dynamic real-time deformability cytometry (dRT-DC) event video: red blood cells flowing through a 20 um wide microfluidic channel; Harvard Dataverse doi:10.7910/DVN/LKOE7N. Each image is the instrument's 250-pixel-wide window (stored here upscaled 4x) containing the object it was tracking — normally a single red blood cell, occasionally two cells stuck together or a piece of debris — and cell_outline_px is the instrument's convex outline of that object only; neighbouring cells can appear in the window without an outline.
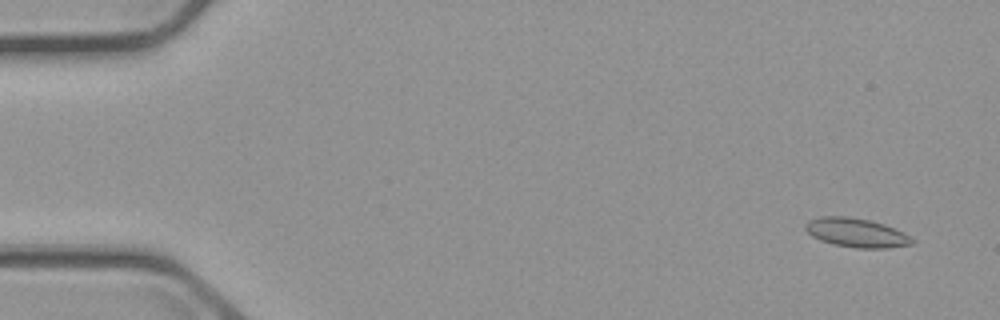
{"species": "common noctule bat (a hibernating species)", "species_latin": "Nyctalus noctula", "temperature_condition": "cold", "stored_images_in_passage": 5, "camera_frame_rate_fps": 3000, "um_per_image_px": 0.085, "animal": {"sex": "male", "body_mass_g": 23.1, "forearm_length_mm": 52.7}, "frame": {"image": 1, "passage_image": 1, "time_ms": 0.0, "image_size_px": [1000, 320], "cell_outline_px": [[916, 240], [912, 244], [888, 248], [856, 248], [836, 244], [820, 240], [812, 236], [804, 228], [804, 224], [808, 220], [820, 216], [844, 216], [868, 220], [884, 224], [904, 232]], "centroid_in_image_um": [72.79, 19.78], "position_along_channel_um": 12.2, "area_um2": 18.03}}
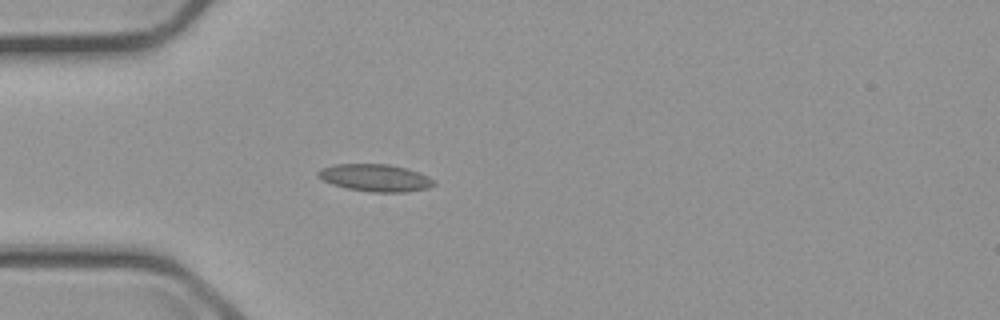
{"frame": {"image": 2, "passage_image": 5, "time_ms": 4.333, "image_size_px": [1000, 320], "cell_outline_px": [[436, 184], [428, 188], [404, 192], [372, 192], [348, 188], [332, 184], [324, 180], [316, 172], [320, 168], [336, 164], [388, 164], [408, 168], [428, 176], [436, 180]], "centroid_in_image_um": [31.94, 15.11], "position_along_channel_um": 53.1, "area_um2": 18.38}}